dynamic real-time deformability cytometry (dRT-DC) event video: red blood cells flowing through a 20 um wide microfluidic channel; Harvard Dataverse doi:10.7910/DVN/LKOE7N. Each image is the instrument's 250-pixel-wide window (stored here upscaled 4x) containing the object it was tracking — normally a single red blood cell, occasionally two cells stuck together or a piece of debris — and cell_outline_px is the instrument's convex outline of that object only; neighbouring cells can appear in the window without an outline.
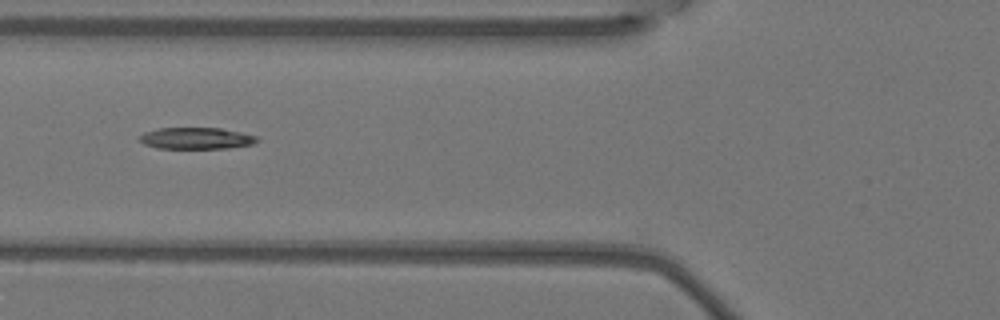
{"species": "Egyptian fruit bat (a non-hibernating species)", "species_latin": "Rousettus aegyptiacus", "temperature_condition": "warm", "stored_images_in_passage": 5, "camera_frame_rate_fps": 3000, "um_per_image_px": 0.085, "animal": {"sex": "female"}, "frame": {"image": 1, "passage_image": 4, "time_ms": 1.0, "image_size_px": [1000, 320], "cell_outline_px": [[260, 140], [252, 144], [228, 148], [156, 148], [144, 144], [140, 140], [140, 136], [144, 132], [160, 128], [220, 128], [240, 132], [256, 136]], "centroid_in_image_um": [16.68, 11.75], "position_along_channel_um": 109.1, "area_um2": 14.62}}